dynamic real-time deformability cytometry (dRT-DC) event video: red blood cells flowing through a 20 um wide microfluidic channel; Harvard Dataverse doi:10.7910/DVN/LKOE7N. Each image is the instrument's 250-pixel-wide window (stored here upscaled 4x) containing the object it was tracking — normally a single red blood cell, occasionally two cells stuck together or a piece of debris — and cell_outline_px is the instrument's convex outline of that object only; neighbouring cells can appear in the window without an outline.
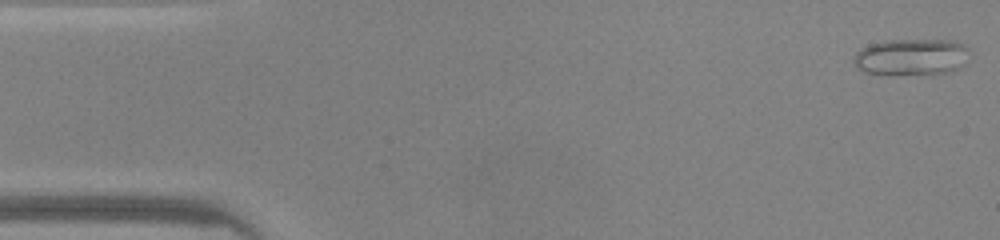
{"species": "common noctule bat (a hibernating species)", "species_latin": "Nyctalus noctula", "temperature_condition": "warm", "stored_images_in_passage": 46, "camera_frame_rate_fps": 3000, "um_per_image_px": 0.085, "animal": {"sex": "male", "body_mass_g": 20.0, "forearm_length_mm": 53.3}, "frame": {"image": 1, "passage_image": 1, "time_ms": 0.0, "image_size_px": [1000, 240], "cell_outline_px": [[968, 48], [964, 64], [952, 72], [892, 76], [888, 76], [864, 72], [856, 68], [852, 64], [852, 60], [856, 52], [860, 48], [872, 44], [888, 40], [948, 40], [960, 44]], "centroid_in_image_um": [77.37, 4.88], "position_along_channel_um": 7.6, "area_um2": 25.03}}
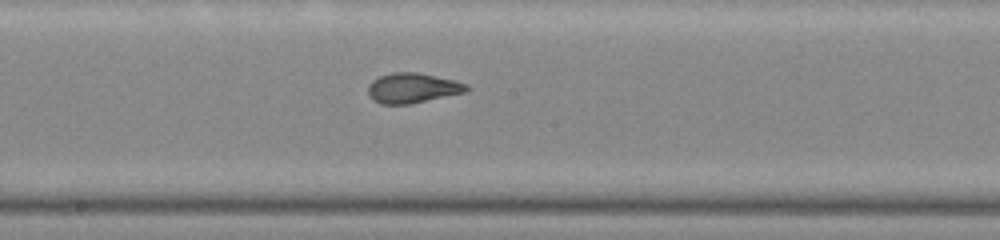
{"frame": {"image": 2, "passage_image": 24, "time_ms": 7.667, "image_size_px": [1000, 240], "cell_outline_px": [[472, 88], [464, 92], [408, 104], [380, 104], [372, 100], [368, 92], [368, 84], [372, 80], [380, 76], [392, 72], [416, 72], [452, 80], [468, 84]], "centroid_in_image_um": [35.02, 7.48], "position_along_channel_um": 213.2, "area_um2": 17.05}}
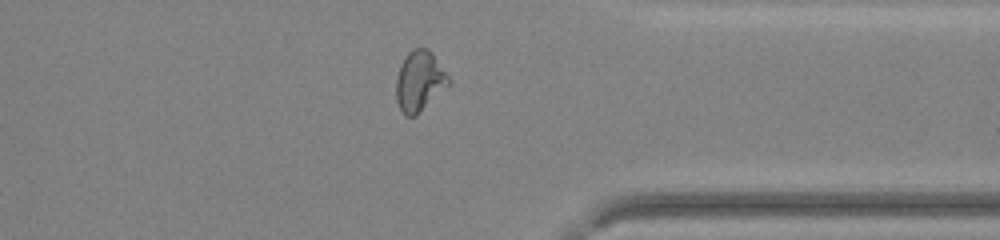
{"frame": {"image": 3, "passage_image": 36, "time_ms": 11.667, "image_size_px": [1000, 240], "cell_outline_px": [[452, 84], [416, 116], [404, 116], [396, 100], [396, 80], [400, 68], [408, 52], [412, 48], [428, 48], [432, 52], [452, 80]], "centroid_in_image_um": [35.7, 6.92], "position_along_channel_um": 375.7, "area_um2": 18.73}, "authors_computed_cell_mechanics": {"area_um2": 18.3804, "velocity_mm_per_s": 4.2741, "shape_relaxation_time_tau1_ms": null, "shape_relaxation_time_tau2_ms": 0.6604, "deformation_change_tau1": null, "deformation_change_tau2": 0.0792}}